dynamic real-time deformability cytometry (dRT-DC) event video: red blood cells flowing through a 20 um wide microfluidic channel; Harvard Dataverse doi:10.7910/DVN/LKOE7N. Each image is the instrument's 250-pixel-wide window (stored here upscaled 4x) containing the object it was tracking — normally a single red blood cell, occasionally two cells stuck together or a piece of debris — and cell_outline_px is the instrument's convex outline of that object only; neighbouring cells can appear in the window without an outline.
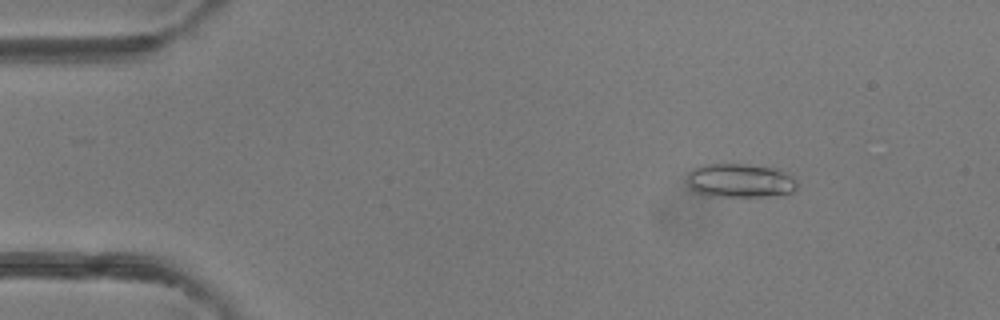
{"species": "common noctule bat (a hibernating species)", "species_latin": "Nyctalus noctula", "temperature_condition": "room temperature", "stored_images_in_passage": 46, "camera_frame_rate_fps": 3000, "um_per_image_px": 0.085, "animal": {"sex": "female"}, "frame": {"image": 1, "passage_image": 3, "time_ms": 0.667, "image_size_px": [1000, 320], "cell_outline_px": [[800, 184], [792, 192], [764, 196], [712, 196], [696, 192], [688, 188], [688, 172], [692, 168], [700, 164], [744, 164], [776, 168], [792, 176]], "centroid_in_image_um": [62.88, 15.34], "position_along_channel_um": 22.1, "area_um2": 21.85}}
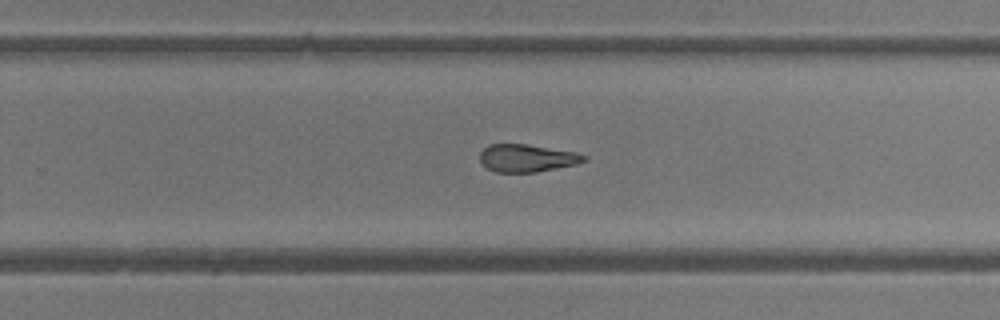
{"frame": {"image": 2, "passage_image": 28, "time_ms": 9.0, "image_size_px": [1000, 320], "cell_outline_px": [[588, 160], [576, 164], [536, 172], [496, 172], [488, 168], [480, 160], [480, 152], [488, 144], [528, 144], [576, 152], [588, 156]], "centroid_in_image_um": [44.82, 13.43], "position_along_channel_um": 285.0, "area_um2": 16.76}}
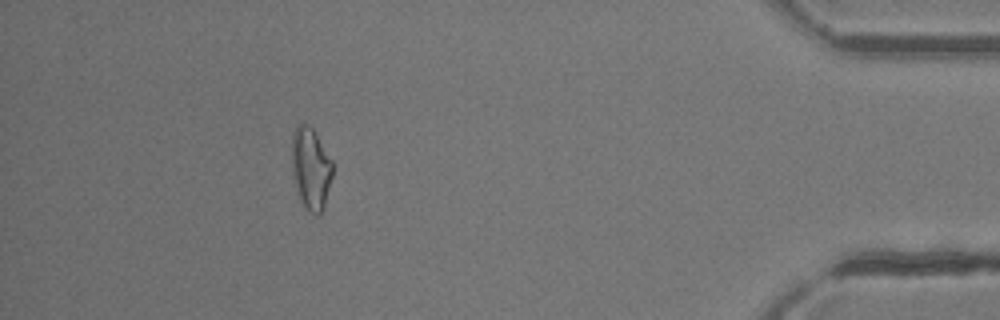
{"frame": {"image": 3, "passage_image": 41, "time_ms": 13.333, "image_size_px": [1000, 320], "cell_outline_px": [[332, 176], [324, 208], [320, 216], [316, 216], [304, 204], [300, 196], [292, 172], [292, 132], [296, 124], [308, 124], [312, 128], [332, 160]], "centroid_in_image_um": [26.42, 14.28], "position_along_channel_um": 408.8, "area_um2": 19.19}, "authors_computed_cell_mechanics": {"area_um2": 18.4671, "velocity_mm_per_s": 4.1736, "shape_relaxation_time_tau1_ms": 7.9302, "shape_relaxation_time_tau2_ms": 2.1601, "deformation_change_tau1": 0.2003, "deformation_change_tau2": 0.1068}}